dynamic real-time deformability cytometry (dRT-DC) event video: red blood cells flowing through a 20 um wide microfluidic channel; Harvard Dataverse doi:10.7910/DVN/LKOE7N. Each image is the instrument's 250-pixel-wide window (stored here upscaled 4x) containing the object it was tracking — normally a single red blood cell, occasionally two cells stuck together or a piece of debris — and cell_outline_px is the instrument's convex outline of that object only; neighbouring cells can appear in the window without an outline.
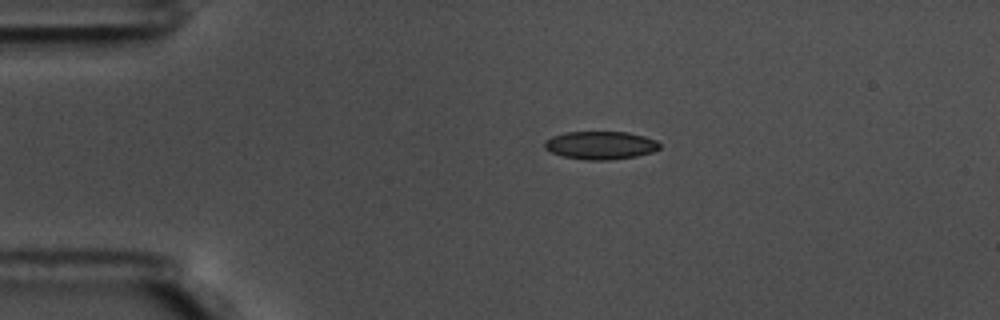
{"species": "common noctule bat (a hibernating species)", "species_latin": "Nyctalus noctula", "temperature_condition": "warm", "stored_images_in_passage": 57, "camera_frame_rate_fps": 3000, "um_per_image_px": 0.085, "animal": {"sex": "male", "body_mass_g": 17.5, "forearm_length_mm": 52.3}, "frame": {"image": 1, "passage_image": 12, "time_ms": 3.667, "image_size_px": [1000, 320], "cell_outline_px": [[660, 148], [652, 152], [636, 156], [608, 160], [584, 160], [564, 156], [552, 152], [544, 148], [544, 140], [552, 136], [564, 132], [628, 132], [644, 136], [656, 140], [660, 144]], "centroid_in_image_um": [51.03, 12.34], "position_along_channel_um": 34.0, "area_um2": 18.84}}
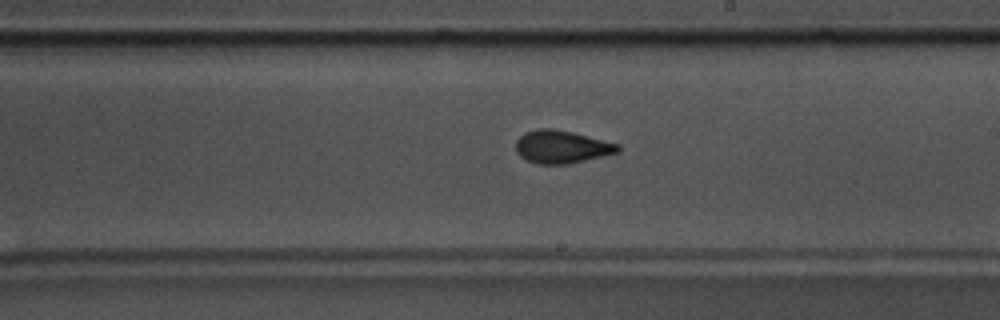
{"frame": {"image": 2, "passage_image": 33, "time_ms": 10.667, "image_size_px": [1000, 320], "cell_outline_px": [[620, 152], [568, 164], [536, 164], [520, 156], [516, 152], [516, 140], [524, 132], [540, 128], [552, 128], [572, 132], [620, 144]], "centroid_in_image_um": [47.74, 12.48], "position_along_channel_um": 241.3, "area_um2": 19.59}, "authors_computed_cell_mechanics": {"area_um2": 18.8428, "velocity_mm_per_s": 3.5919, "shape_relaxation_time_tau1_ms": 5.0113, "shape_relaxation_time_tau2_ms": 1.3747, "deformation_change_tau1": 0.1426, "deformation_change_tau2": 0.0773}}